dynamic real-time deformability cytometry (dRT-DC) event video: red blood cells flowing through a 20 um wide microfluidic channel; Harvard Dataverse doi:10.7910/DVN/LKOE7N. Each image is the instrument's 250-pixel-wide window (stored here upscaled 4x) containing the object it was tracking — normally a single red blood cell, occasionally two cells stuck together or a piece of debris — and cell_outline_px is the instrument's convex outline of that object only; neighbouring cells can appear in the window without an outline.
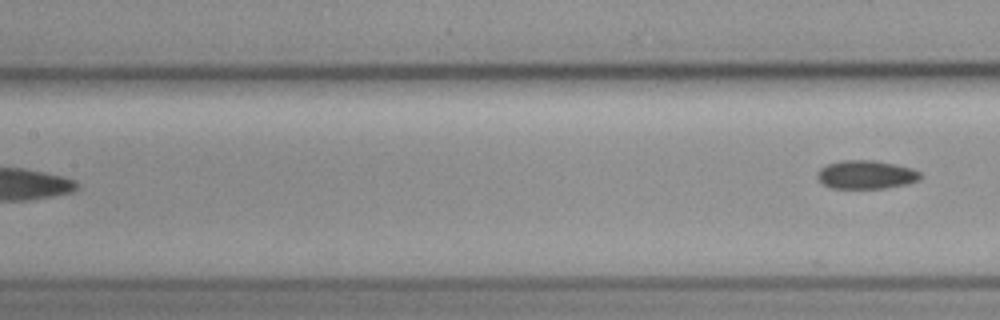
{"species": "common noctule bat (a hibernating species)", "species_latin": "Nyctalus noctula", "temperature_condition": "cold", "stored_images_in_passage": 8, "segment_of_instrument_passage": [2, 2], "camera_frame_rate_fps": 3000, "um_per_image_px": 0.085, "animal": {"sex": "female", "body_mass_g": 19.3, "forearm_length_mm": 54.1}, "frame": {"image": 1, "passage_image": 8, "time_ms": 8.667, "image_size_px": [1000, 320], "cell_outline_px": [[920, 176], [916, 180], [908, 184], [884, 188], [832, 188], [824, 184], [816, 176], [816, 172], [820, 168], [828, 164], [840, 160], [872, 160], [912, 168], [920, 172]], "centroid_in_image_um": [73.57, 14.84], "position_along_channel_um": 133.8, "area_um2": 16.94}}